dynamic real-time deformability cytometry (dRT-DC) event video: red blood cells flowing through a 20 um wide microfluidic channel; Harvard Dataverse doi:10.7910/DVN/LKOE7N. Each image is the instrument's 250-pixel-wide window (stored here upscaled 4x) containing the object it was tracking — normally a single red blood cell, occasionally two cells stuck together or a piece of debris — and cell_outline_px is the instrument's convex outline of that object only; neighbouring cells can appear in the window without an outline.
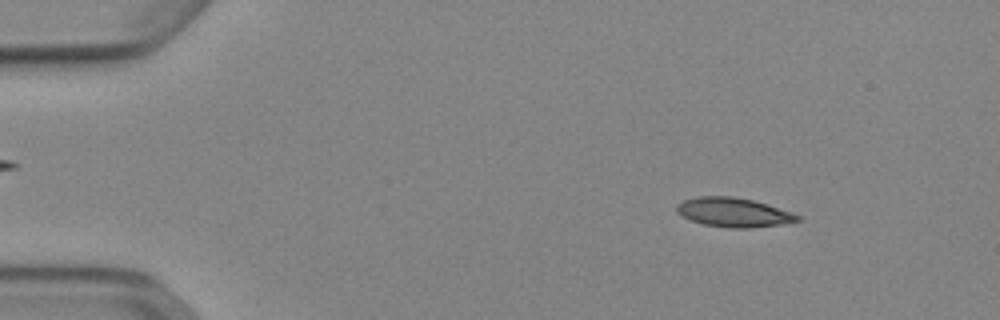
{"species": "Egyptian fruit bat (a non-hibernating species)", "species_latin": "Rousettus aegyptiacus", "temperature_condition": "cold", "stored_images_in_passage": 51, "camera_frame_rate_fps": 3000, "um_per_image_px": 0.085, "animal": {"sex": "female"}, "frame": {"image": 1, "passage_image": 6, "time_ms": 1.667, "image_size_px": [1000, 320], "cell_outline_px": [[804, 220], [780, 224], [752, 228], [728, 228], [704, 224], [692, 220], [676, 212], [676, 204], [684, 200], [696, 196], [732, 196], [752, 200], [792, 212], [800, 216]], "centroid_in_image_um": [62.36, 18.05], "position_along_channel_um": 22.6, "area_um2": 20.52}}
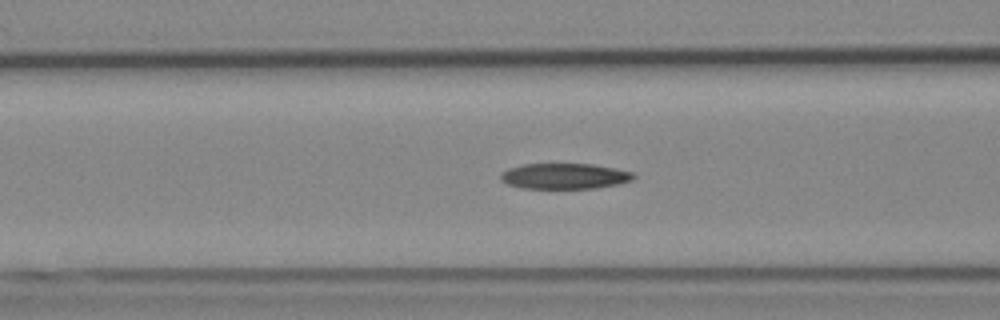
{"frame": {"image": 2, "passage_image": 20, "time_ms": 6.333, "image_size_px": [1000, 320], "cell_outline_px": [[636, 176], [632, 180], [620, 184], [596, 188], [520, 188], [508, 184], [500, 180], [500, 172], [508, 168], [524, 164], [592, 164], [632, 172]], "centroid_in_image_um": [47.96, 14.97], "position_along_channel_um": 118.6, "area_um2": 19.88}}
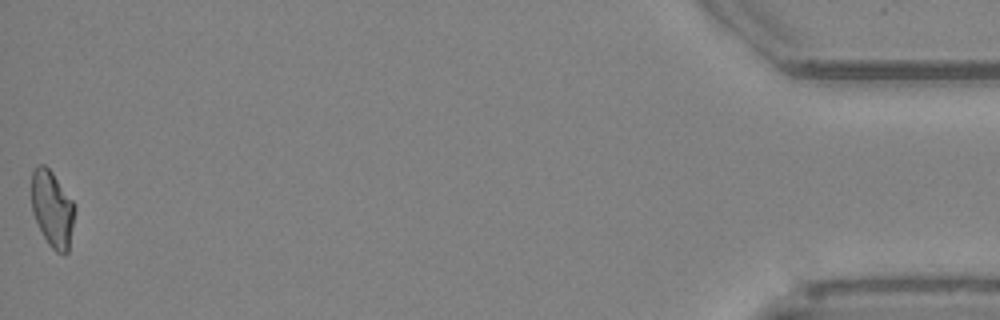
{"frame": {"image": 3, "passage_image": 51, "time_ms": 16.667, "image_size_px": [1000, 320], "cell_outline_px": [[76, 208], [68, 252], [64, 256], [56, 252], [48, 244], [32, 212], [32, 172], [36, 164], [44, 164], [52, 172], [76, 204]], "centroid_in_image_um": [4.47, 17.76], "position_along_channel_um": 430.7, "area_um2": 19.36}, "authors_computed_cell_mechanics": {"area_um2": 20.23, "velocity_mm_per_s": 3.9145, "shape_relaxation_time_tau1_ms": null, "shape_relaxation_time_tau2_ms": 6.2562, "deformation_change_tau1": null, "deformation_change_tau2": 0.1505}}